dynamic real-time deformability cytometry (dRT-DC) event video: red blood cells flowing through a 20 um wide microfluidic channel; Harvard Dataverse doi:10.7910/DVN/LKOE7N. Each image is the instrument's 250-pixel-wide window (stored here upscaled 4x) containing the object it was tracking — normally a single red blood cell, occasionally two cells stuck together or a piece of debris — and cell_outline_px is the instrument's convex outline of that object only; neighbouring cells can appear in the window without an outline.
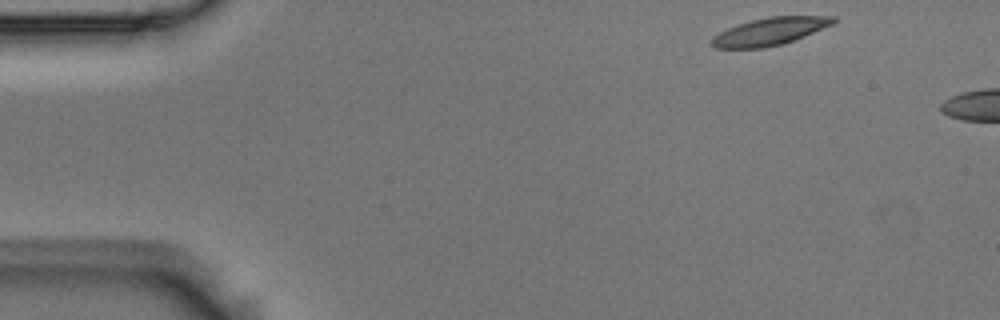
{"species": "Egyptian fruit bat (a non-hibernating species)", "species_latin": "Rousettus aegyptiacus", "temperature_condition": "room temperature", "stored_images_in_passage": 3, "camera_frame_rate_fps": 3000, "um_per_image_px": 0.085, "animal": {"sex": "male"}, "frame": {"image": 1, "passage_image": 1, "time_ms": 0.0, "image_size_px": [1000, 320], "cell_outline_px": [[836, 20], [832, 24], [804, 36], [780, 44], [760, 48], [716, 48], [712, 44], [712, 36], [736, 24], [768, 16], [836, 16]], "centroid_in_image_um": [65.42, 2.66], "position_along_channel_um": 19.6, "area_um2": 19.19}}